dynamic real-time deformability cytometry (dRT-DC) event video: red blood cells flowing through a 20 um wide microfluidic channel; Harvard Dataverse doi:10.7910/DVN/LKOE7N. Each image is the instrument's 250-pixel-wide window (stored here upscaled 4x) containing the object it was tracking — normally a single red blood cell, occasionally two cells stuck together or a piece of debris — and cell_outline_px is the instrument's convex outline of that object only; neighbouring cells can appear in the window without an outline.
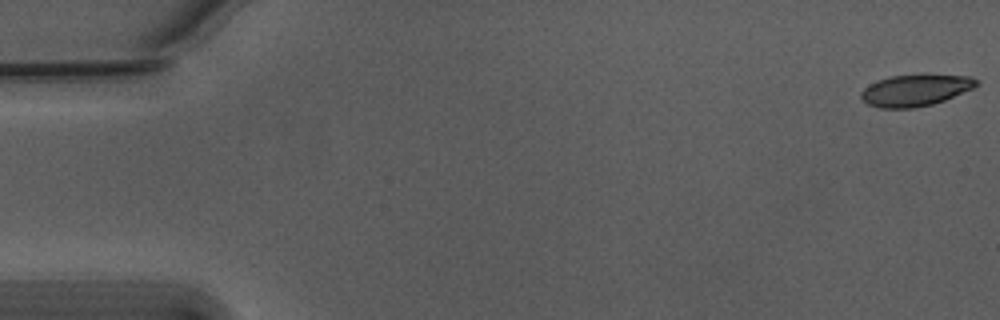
{"species": "Egyptian fruit bat (a non-hibernating species)", "species_latin": "Rousettus aegyptiacus", "temperature_condition": "warm", "stored_images_in_passage": 52, "camera_frame_rate_fps": 3000, "um_per_image_px": 0.085, "animal": {"sex": "male"}, "frame": {"image": 1, "passage_image": 1, "time_ms": 0.0, "image_size_px": [1000, 320], "cell_outline_px": [[980, 84], [972, 88], [944, 100], [932, 104], [912, 108], [880, 108], [868, 104], [860, 96], [860, 92], [864, 88], [880, 80], [892, 76], [924, 72], [972, 76], [980, 80]], "centroid_in_image_um": [77.88, 7.62], "position_along_channel_um": 7.1, "area_um2": 21.73}}
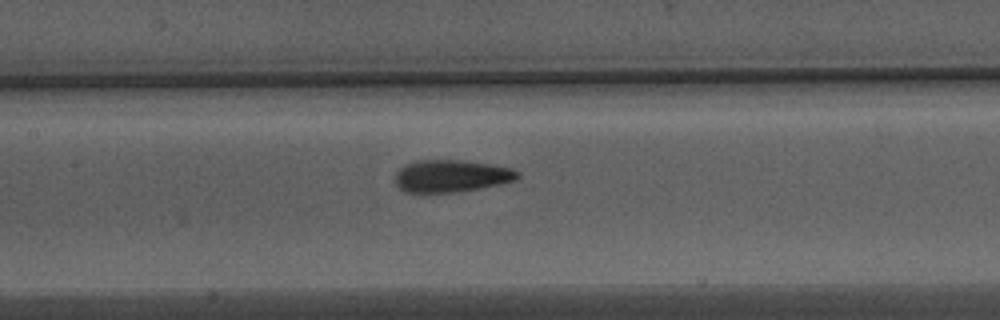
{"frame": {"image": 2, "passage_image": 26, "time_ms": 8.333, "image_size_px": [1000, 320], "cell_outline_px": [[520, 176], [516, 180], [500, 184], [480, 188], [452, 192], [404, 192], [396, 184], [396, 172], [404, 164], [416, 160], [464, 160], [512, 168], [520, 172]], "centroid_in_image_um": [38.36, 14.95], "position_along_channel_um": 169.0, "area_um2": 23.0}}
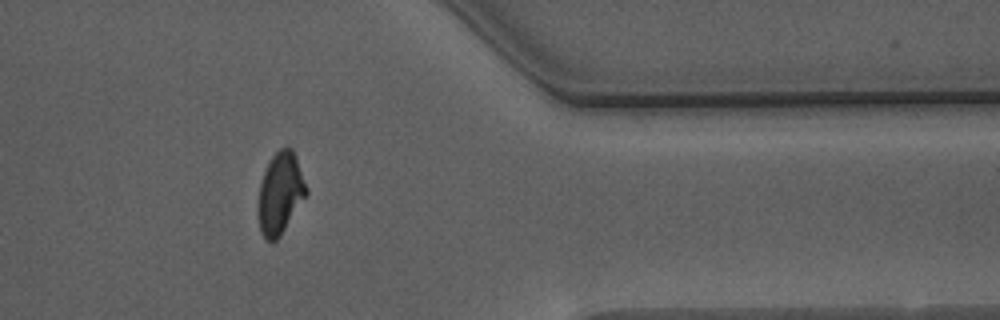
{"frame": {"image": 3, "passage_image": 45, "time_ms": 14.667, "image_size_px": [1000, 320], "cell_outline_px": [[308, 192], [280, 236], [272, 244], [260, 232], [256, 212], [256, 208], [260, 180], [272, 156], [280, 148], [292, 148], [296, 156], [308, 188]], "centroid_in_image_um": [23.79, 16.45], "position_along_channel_um": 387.6, "area_um2": 23.12}, "authors_computed_cell_mechanics": {"area_um2": 22.7154, "velocity_mm_per_s": 3.7615, "shape_relaxation_time_tau1_ms": 7.0988, "shape_relaxation_time_tau2_ms": 1.5166, "deformation_change_tau1": 0.1974, "deformation_change_tau2": 0.0792}}